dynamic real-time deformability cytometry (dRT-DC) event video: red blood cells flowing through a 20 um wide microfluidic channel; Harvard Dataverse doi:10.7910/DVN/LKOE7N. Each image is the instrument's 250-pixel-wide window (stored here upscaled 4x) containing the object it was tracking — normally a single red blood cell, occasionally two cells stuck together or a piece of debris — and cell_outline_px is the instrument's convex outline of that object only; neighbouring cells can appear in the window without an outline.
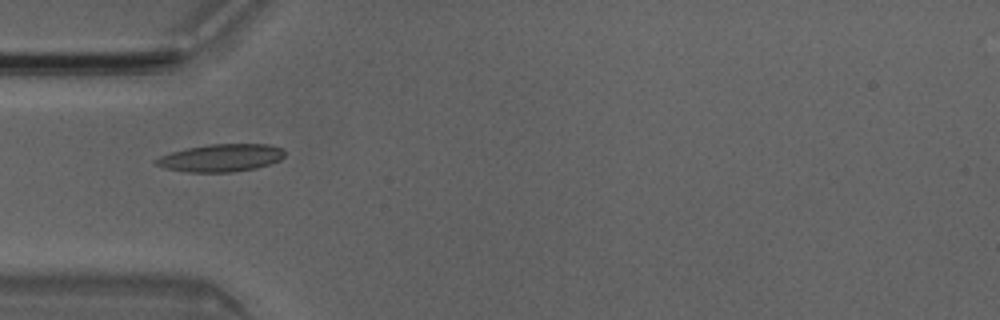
{"species": "Egyptian fruit bat (a non-hibernating species)", "species_latin": "Rousettus aegyptiacus", "temperature_condition": "room temperature", "stored_images_in_passage": 4, "camera_frame_rate_fps": 3000, "um_per_image_px": 0.085, "animal": {"sex": "male"}, "frame": {"image": 1, "passage_image": 4, "time_ms": 1.0, "image_size_px": [1000, 320], "cell_outline_px": [[284, 156], [280, 160], [256, 168], [232, 172], [188, 172], [164, 168], [152, 164], [152, 160], [160, 156], [184, 148], [208, 144], [272, 144], [284, 148]], "centroid_in_image_um": [18.75, 13.41], "position_along_channel_um": 66.3, "area_um2": 20.98}}